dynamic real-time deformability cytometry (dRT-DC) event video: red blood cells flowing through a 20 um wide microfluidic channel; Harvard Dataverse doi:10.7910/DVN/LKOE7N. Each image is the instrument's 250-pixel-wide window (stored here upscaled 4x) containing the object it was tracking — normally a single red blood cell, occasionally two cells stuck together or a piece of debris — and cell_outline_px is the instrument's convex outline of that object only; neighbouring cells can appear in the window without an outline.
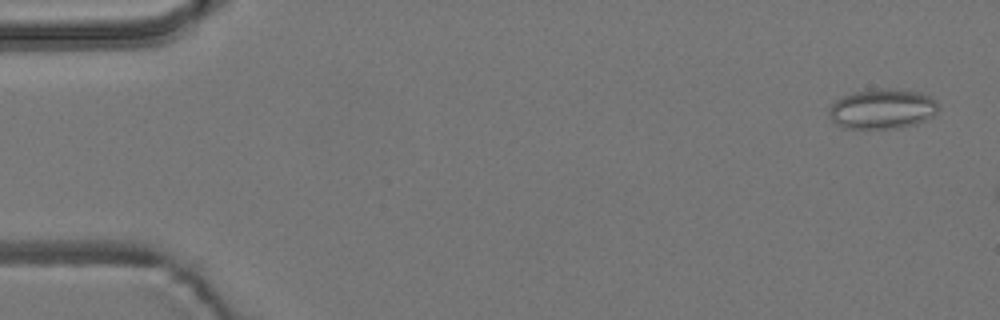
{"species": "common noctule bat (a hibernating species)", "species_latin": "Nyctalus noctula", "temperature_condition": "room temperature", "stored_images_in_passage": 3, "camera_frame_rate_fps": 3000, "um_per_image_px": 0.085, "animal": {"sex": "male", "body_mass_g": 19.2, "forearm_length_mm": 51.8}, "frame": {"image": 1, "passage_image": 1, "time_ms": 0.0, "image_size_px": [1000, 320], "cell_outline_px": [[940, 108], [932, 116], [916, 124], [900, 128], [844, 128], [836, 124], [828, 116], [828, 108], [836, 100], [852, 92], [880, 88], [884, 88], [920, 92], [936, 100], [940, 104]], "centroid_in_image_um": [74.99, 9.26], "position_along_channel_um": 10.0, "area_um2": 25.61}}